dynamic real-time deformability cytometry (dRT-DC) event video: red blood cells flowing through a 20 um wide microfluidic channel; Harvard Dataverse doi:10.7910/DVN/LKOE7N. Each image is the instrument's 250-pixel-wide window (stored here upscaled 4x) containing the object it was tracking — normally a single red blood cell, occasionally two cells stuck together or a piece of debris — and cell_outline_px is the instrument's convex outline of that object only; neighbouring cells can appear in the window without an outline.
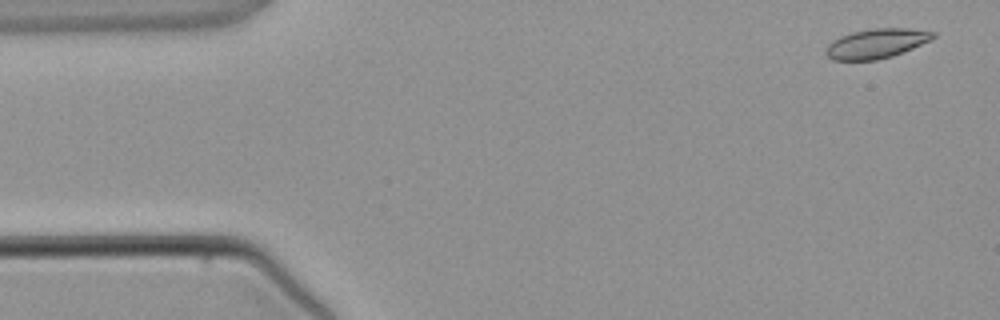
{"species": "common noctule bat (a hibernating species)", "species_latin": "Nyctalus noctula", "temperature_condition": "warm", "stored_images_in_passage": 3, "camera_frame_rate_fps": 3000, "um_per_image_px": 0.085, "animal": {"sex": "male", "body_mass_g": 21.5, "forearm_length_mm": 52.0}, "frame": {"image": 1, "passage_image": 1, "time_ms": 0.0, "image_size_px": [1000, 320], "cell_outline_px": [[936, 36], [912, 48], [892, 56], [876, 60], [832, 60], [824, 52], [828, 44], [832, 40], [840, 36], [852, 32], [876, 28], [908, 28], [936, 32]], "centroid_in_image_um": [74.45, 3.69], "position_along_channel_um": 10.5, "area_um2": 18.32}}